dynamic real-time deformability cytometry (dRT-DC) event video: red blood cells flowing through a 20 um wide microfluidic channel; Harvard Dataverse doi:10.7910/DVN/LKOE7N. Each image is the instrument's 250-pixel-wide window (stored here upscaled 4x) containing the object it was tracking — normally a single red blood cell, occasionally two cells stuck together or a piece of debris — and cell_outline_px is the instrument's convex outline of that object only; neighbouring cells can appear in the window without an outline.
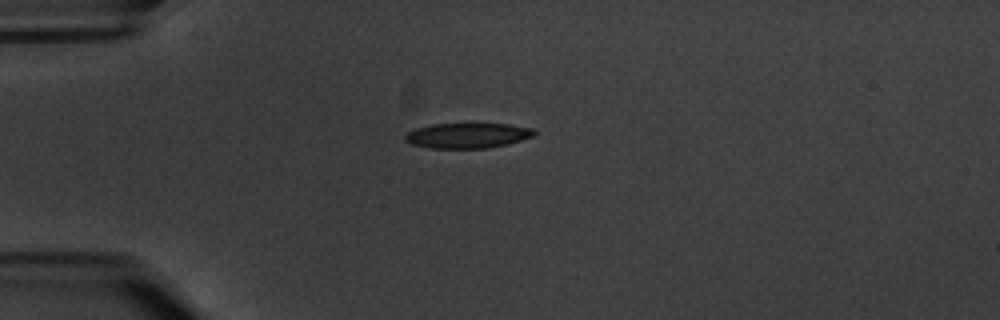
{"species": "common noctule bat (a hibernating species)", "species_latin": "Nyctalus noctula", "temperature_condition": "warm", "stored_images_in_passage": 4, "camera_frame_rate_fps": 3000, "um_per_image_px": 0.085, "animal": {"sex": "male", "body_mass_g": 20.1, "forearm_length_mm": 53.5}, "frame": {"image": 1, "passage_image": 1, "time_ms": 0.0, "image_size_px": [1000, 320], "cell_outline_px": [[536, 132], [532, 136], [508, 144], [488, 148], [428, 148], [412, 144], [404, 140], [404, 136], [408, 132], [416, 128], [432, 124], [508, 124], [532, 128]], "centroid_in_image_um": [39.71, 11.52], "position_along_channel_um": 45.3, "area_um2": 18.84}}